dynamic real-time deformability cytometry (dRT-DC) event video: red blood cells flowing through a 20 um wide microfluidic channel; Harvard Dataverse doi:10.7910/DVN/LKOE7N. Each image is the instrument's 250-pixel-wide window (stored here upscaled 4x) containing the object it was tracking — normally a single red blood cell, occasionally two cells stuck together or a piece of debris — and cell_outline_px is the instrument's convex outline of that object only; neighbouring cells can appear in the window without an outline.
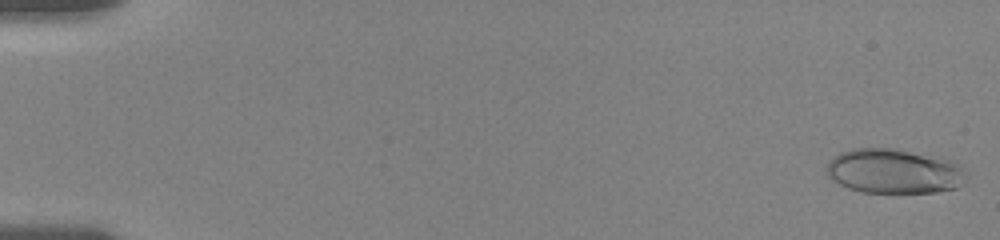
{"species": "human", "species_latin": "Homo sapiens", "temperature_condition": "room temperature", "stored_images_in_passage": 56, "camera_frame_rate_fps": 3000, "um_per_image_px": 0.085, "donor": {"sex": "female"}, "frame": {"image": 1, "passage_image": 1, "time_ms": 0.0, "image_size_px": [1000, 240], "cell_outline_px": [[968, 180], [956, 188], [936, 192], [860, 192], [848, 188], [832, 180], [828, 176], [828, 164], [840, 152], [852, 148], [892, 148], [940, 156], [952, 160], [968, 176]], "centroid_in_image_um": [76.03, 14.55], "position_along_channel_um": 9.0, "area_um2": 36.41}}
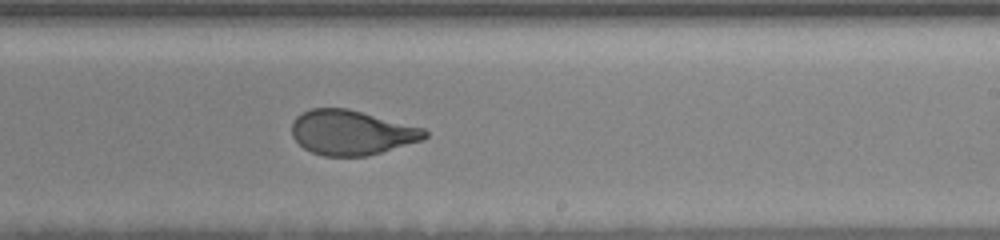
{"frame": {"image": 2, "passage_image": 35, "time_ms": 11.333, "image_size_px": [1000, 240], "cell_outline_px": [[428, 136], [424, 140], [368, 156], [324, 156], [312, 152], [304, 148], [292, 136], [292, 120], [296, 116], [312, 108], [348, 108], [424, 128], [428, 132]], "centroid_in_image_um": [29.9, 11.27], "position_along_channel_um": 259.1, "area_um2": 34.8}}
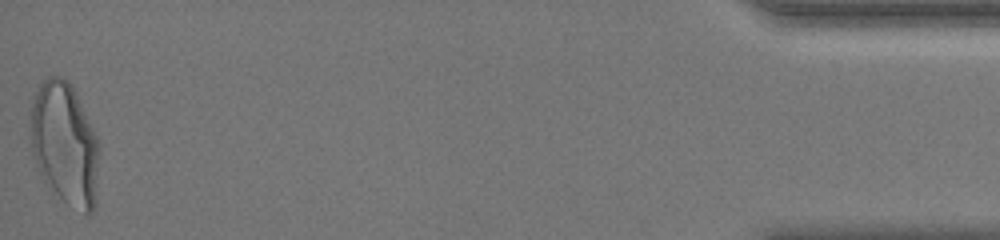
{"frame": {"image": 3, "passage_image": 56, "time_ms": 18.333, "image_size_px": [1000, 240], "cell_outline_px": [[100, 148], [96, 204], [92, 212], [84, 212], [68, 204], [40, 176], [32, 152], [32, 104], [36, 92], [40, 84], [48, 76], [60, 76], [68, 80], [100, 144]], "centroid_in_image_um": [5.53, 12.25], "position_along_channel_um": 429.7, "area_um2": 48.32}, "authors_computed_cell_mechanics": {"area_um2": 35.8071, "velocity_mm_per_s": 3.6243, "shape_relaxation_time_tau1_ms": 4.5835, "shape_relaxation_time_tau2_ms": 0.8572, "deformation_change_tau1": 0.1859, "deformation_change_tau2": 0.0746}}